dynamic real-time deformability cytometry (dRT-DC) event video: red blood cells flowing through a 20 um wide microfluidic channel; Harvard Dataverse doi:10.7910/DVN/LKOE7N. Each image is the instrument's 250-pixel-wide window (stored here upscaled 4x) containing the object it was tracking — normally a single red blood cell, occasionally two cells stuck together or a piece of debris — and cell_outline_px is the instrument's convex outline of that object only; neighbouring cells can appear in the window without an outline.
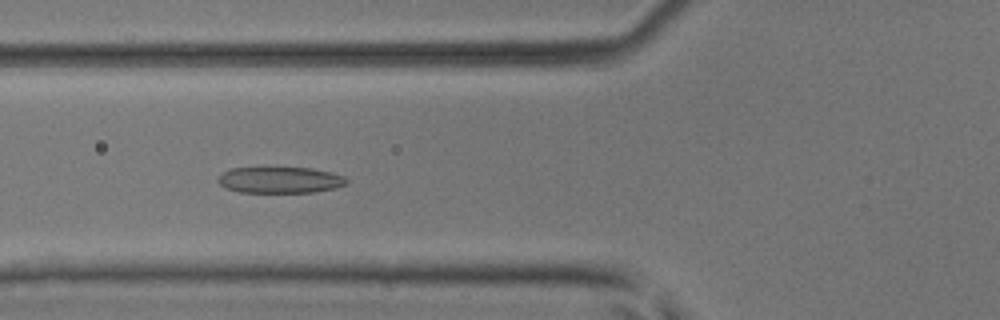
{"species": "common noctule bat (a hibernating species)", "species_latin": "Nyctalus noctula", "temperature_condition": "room temperature", "stored_images_in_passage": 50, "camera_frame_rate_fps": 3000, "um_per_image_px": 0.085, "animal": {"sex": "male", "body_mass_g": 17.9, "forearm_length_mm": 54.2}, "frame": {"image": 1, "passage_image": 19, "time_ms": 6.0, "image_size_px": [1000, 320], "cell_outline_px": [[348, 184], [336, 188], [312, 192], [240, 192], [228, 188], [220, 184], [216, 180], [224, 172], [232, 168], [312, 168], [332, 172], [344, 176], [348, 180]], "centroid_in_image_um": [23.86, 15.3], "position_along_channel_um": 101.9, "area_um2": 19.54}}
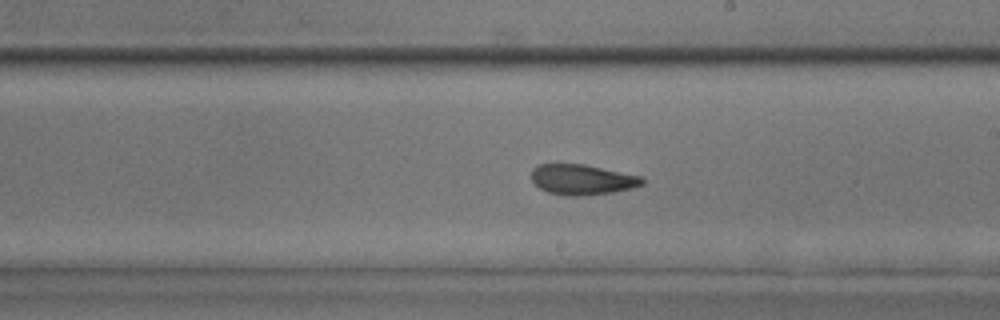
{"frame": {"image": 2, "passage_image": 29, "time_ms": 9.333, "image_size_px": [1000, 320], "cell_outline_px": [[644, 184], [632, 188], [612, 192], [576, 196], [568, 196], [548, 192], [540, 188], [532, 180], [532, 168], [540, 164], [584, 164], [640, 176], [644, 180]], "centroid_in_image_um": [49.47, 15.26], "position_along_channel_um": 239.5, "area_um2": 19.36}}
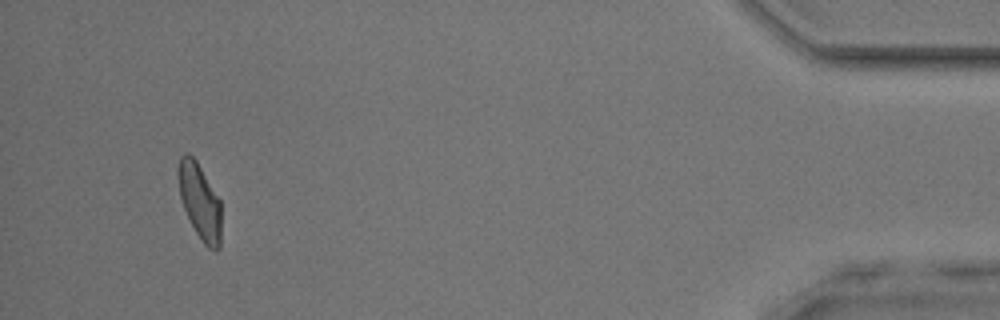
{"frame": {"image": 3, "passage_image": 47, "time_ms": 15.333, "image_size_px": [1000, 320], "cell_outline_px": [[220, 248], [216, 252], [208, 248], [204, 244], [196, 232], [184, 208], [180, 196], [176, 168], [180, 156], [184, 152], [188, 152], [196, 160], [220, 200]], "centroid_in_image_um": [16.96, 17.09], "position_along_channel_um": 418.2, "area_um2": 18.96}, "authors_computed_cell_mechanics": {"area_um2": 20.0566, "velocity_mm_per_s": 4.1449, "shape_relaxation_time_tau1_ms": 5.9501, "shape_relaxation_time_tau2_ms": 1.5742, "deformation_change_tau1": 0.198, "deformation_change_tau2": 0.0928}}